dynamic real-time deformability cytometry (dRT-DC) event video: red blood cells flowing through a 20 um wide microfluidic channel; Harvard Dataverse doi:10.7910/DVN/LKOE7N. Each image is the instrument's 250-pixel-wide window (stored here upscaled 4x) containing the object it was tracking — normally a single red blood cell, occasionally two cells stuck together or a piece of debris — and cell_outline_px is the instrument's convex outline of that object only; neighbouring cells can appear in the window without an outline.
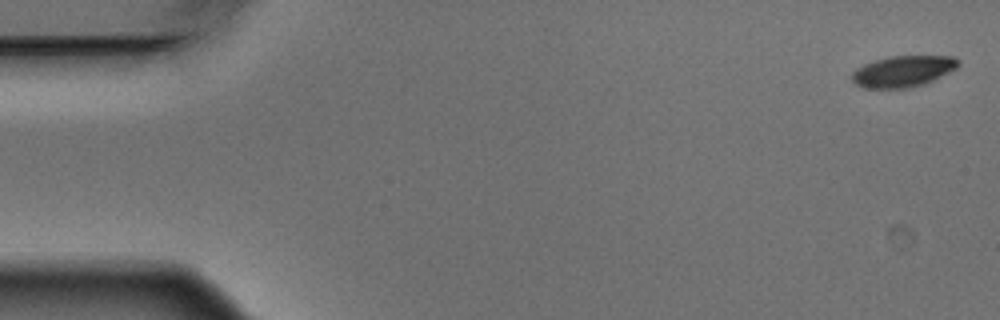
{"species": "Egyptian fruit bat (a non-hibernating species)", "species_latin": "Rousettus aegyptiacus", "temperature_condition": "warm", "stored_images_in_passage": 4, "camera_frame_rate_fps": 3000, "um_per_image_px": 0.085, "animal": {"sex": "male"}, "frame": {"image": 1, "passage_image": 1, "time_ms": 0.0, "image_size_px": [1000, 320], "cell_outline_px": [[960, 64], [956, 68], [924, 84], [908, 88], [864, 88], [856, 84], [852, 80], [852, 72], [856, 68], [864, 64], [888, 56], [952, 56], [960, 60]], "centroid_in_image_um": [76.74, 6.05], "position_along_channel_um": 8.3, "area_um2": 19.25}}
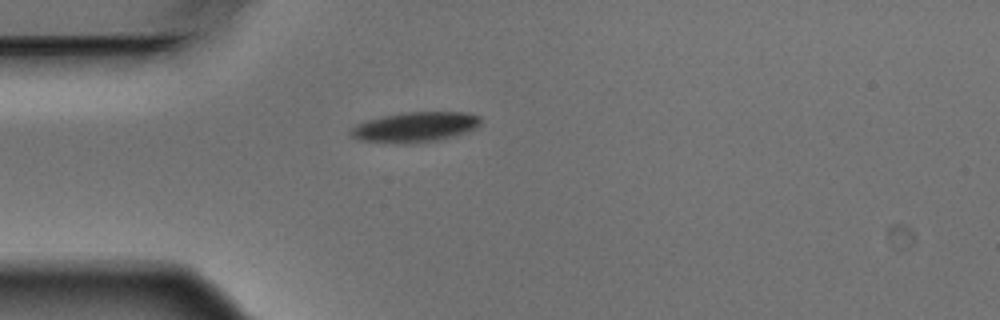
{"frame": {"image": 2, "passage_image": 4, "time_ms": 1.0, "image_size_px": [1000, 320], "cell_outline_px": [[480, 124], [468, 132], [436, 140], [408, 144], [404, 144], [360, 140], [352, 136], [348, 132], [356, 124], [368, 120], [384, 116], [408, 112], [464, 112], [480, 116]], "centroid_in_image_um": [35.28, 10.8], "position_along_channel_um": 49.7, "area_um2": 22.54}}